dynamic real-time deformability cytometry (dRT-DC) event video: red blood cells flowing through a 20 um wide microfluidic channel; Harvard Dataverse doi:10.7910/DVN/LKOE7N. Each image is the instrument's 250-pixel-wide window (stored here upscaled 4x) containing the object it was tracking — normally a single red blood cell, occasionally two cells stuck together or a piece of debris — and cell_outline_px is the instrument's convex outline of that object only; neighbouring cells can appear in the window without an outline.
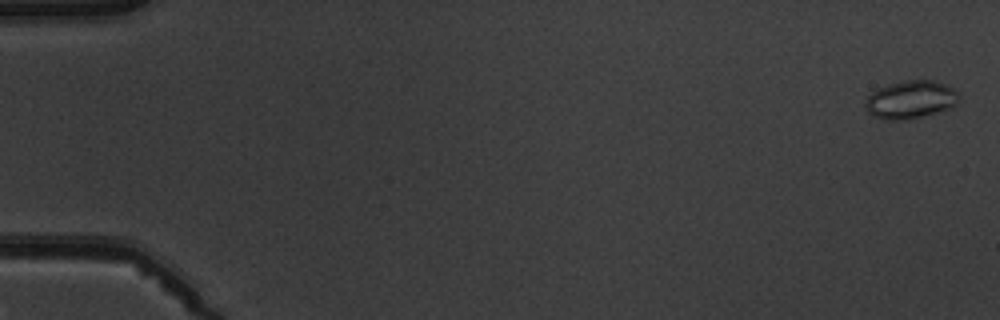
{"species": "common noctule bat (a hibernating species)", "species_latin": "Nyctalus noctula", "temperature_condition": "warm", "stored_images_in_passage": 5, "camera_frame_rate_fps": 3000, "um_per_image_px": 0.085, "animal": {"sex": "male", "body_mass_g": 19.5, "forearm_length_mm": 54.6}, "frame": {"image": 1, "passage_image": 1, "time_ms": 0.0, "image_size_px": [1000, 320], "cell_outline_px": [[960, 96], [956, 104], [948, 108], [936, 112], [904, 120], [884, 120], [872, 116], [868, 112], [864, 104], [868, 96], [872, 92], [888, 84], [908, 80], [932, 80], [944, 84], [952, 88]], "centroid_in_image_um": [77.37, 8.47], "position_along_channel_um": 7.6, "area_um2": 20.46}}